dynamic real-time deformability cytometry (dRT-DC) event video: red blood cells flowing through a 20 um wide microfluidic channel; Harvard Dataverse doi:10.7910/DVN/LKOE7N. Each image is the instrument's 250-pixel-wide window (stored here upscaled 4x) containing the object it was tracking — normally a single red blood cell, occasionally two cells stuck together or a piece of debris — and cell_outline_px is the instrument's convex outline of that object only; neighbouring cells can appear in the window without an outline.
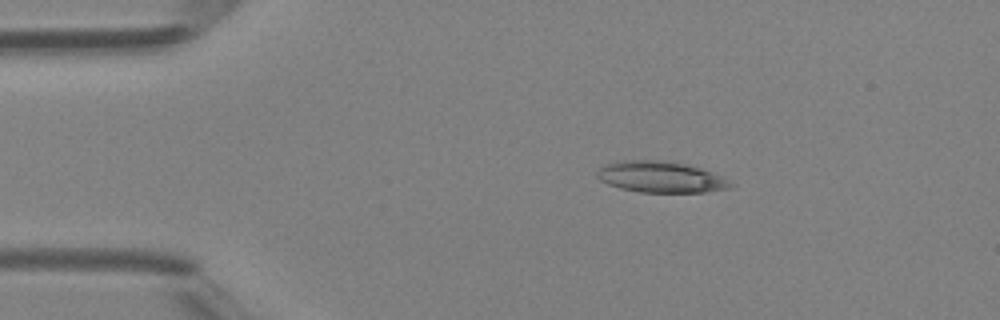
{"species": "Egyptian fruit bat (a non-hibernating species)", "species_latin": "Rousettus aegyptiacus", "temperature_condition": "room temperature", "stored_images_in_passage": 39, "camera_frame_rate_fps": 3000, "um_per_image_px": 0.085, "animal": {"sex": "female"}, "frame": {"image": 1, "passage_image": 1, "time_ms": 0.0, "image_size_px": [1000, 320], "cell_outline_px": [[736, 184], [728, 188], [704, 192], [640, 192], [620, 188], [608, 184], [600, 180], [596, 176], [596, 172], [604, 164], [616, 160], [656, 160], [684, 164], [700, 168], [712, 172]], "centroid_in_image_um": [56.11, 15.04], "position_along_channel_um": 28.9, "area_um2": 24.16}}
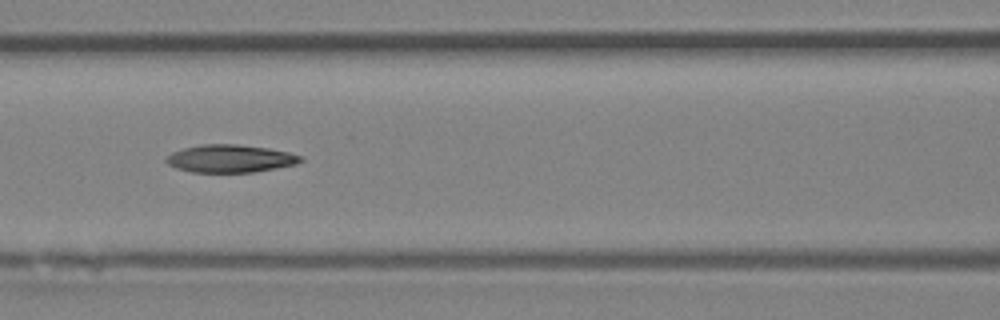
{"frame": {"image": 2, "passage_image": 13, "time_ms": 4.0, "image_size_px": [1000, 320], "cell_outline_px": [[304, 160], [296, 164], [276, 168], [252, 172], [192, 172], [176, 168], [168, 164], [164, 160], [172, 152], [184, 148], [200, 144], [236, 144], [268, 148], [288, 152], [304, 156]], "centroid_in_image_um": [19.58, 13.47], "position_along_channel_um": 147.0, "area_um2": 21.73}}
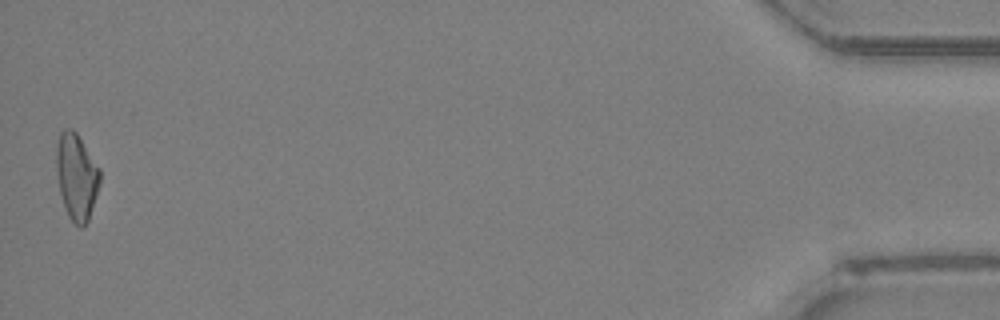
{"frame": {"image": 3, "passage_image": 39, "time_ms": 12.667, "image_size_px": [1000, 320], "cell_outline_px": [[100, 184], [88, 220], [80, 228], [68, 216], [64, 208], [60, 192], [56, 168], [56, 148], [60, 132], [64, 128], [72, 128], [76, 132], [100, 168]], "centroid_in_image_um": [6.5, 14.99], "position_along_channel_um": 428.7, "area_um2": 21.85}, "authors_computed_cell_mechanics": {"area_um2": 21.9062, "velocity_mm_per_s": 4.3667, "shape_relaxation_time_tau1_ms": 10.4644, "shape_relaxation_time_tau2_ms": 6.4789, "deformation_change_tau1": 0.2554, "deformation_change_tau2": 0.1627}}